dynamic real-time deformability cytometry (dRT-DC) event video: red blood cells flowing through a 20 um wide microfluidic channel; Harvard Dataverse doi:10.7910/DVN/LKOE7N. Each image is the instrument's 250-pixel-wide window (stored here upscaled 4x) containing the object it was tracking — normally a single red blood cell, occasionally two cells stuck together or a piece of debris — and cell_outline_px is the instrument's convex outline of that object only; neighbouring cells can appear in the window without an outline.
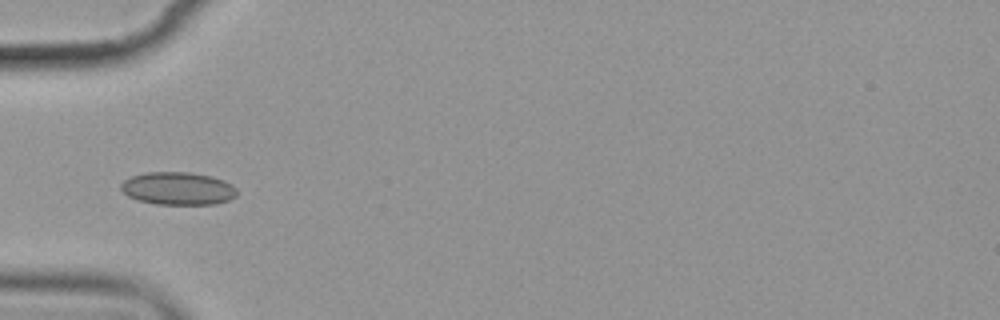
{"species": "common noctule bat (a hibernating species)", "species_latin": "Nyctalus noctula", "temperature_condition": "cold", "stored_images_in_passage": 9, "camera_frame_rate_fps": 3000, "um_per_image_px": 0.085, "animal": {"sex": "female", "body_mass_g": 19.9}, "frame": {"image": 1, "passage_image": 6, "time_ms": 6.0, "image_size_px": [1000, 320], "cell_outline_px": [[236, 196], [228, 200], [216, 204], [156, 204], [136, 200], [128, 196], [120, 188], [120, 184], [124, 180], [132, 176], [148, 172], [192, 172], [212, 176], [224, 180], [232, 184], [236, 188]], "centroid_in_image_um": [15.13, 16.02], "position_along_channel_um": 69.9, "area_um2": 22.31}}
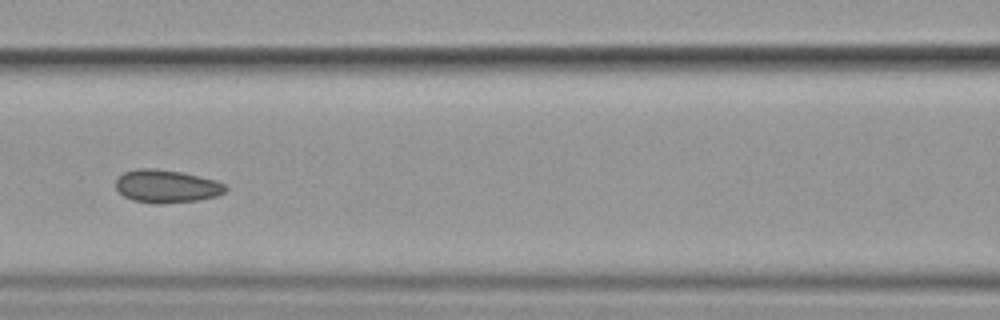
{"frame": {"image": 2, "passage_image": 8, "time_ms": 8.333, "image_size_px": [1000, 320], "cell_outline_px": [[228, 188], [224, 192], [216, 196], [200, 200], [160, 204], [152, 204], [132, 200], [124, 196], [116, 188], [116, 180], [124, 172], [140, 168], [152, 168], [180, 172], [216, 180], [224, 184]], "centroid_in_image_um": [14.15, 15.85], "position_along_channel_um": 152.4, "area_um2": 21.04}}
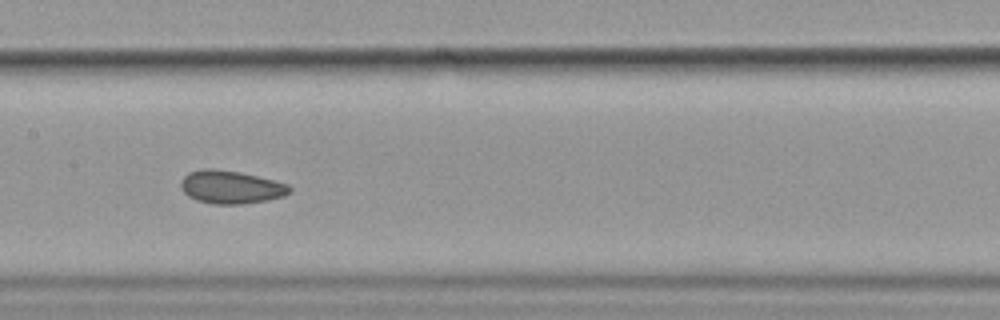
{"frame": {"image": 3, "passage_image": 9, "time_ms": 9.333, "image_size_px": [1000, 320], "cell_outline_px": [[292, 192], [284, 196], [268, 200], [240, 204], [212, 204], [196, 200], [188, 196], [180, 188], [180, 180], [188, 172], [204, 168], [212, 168], [236, 172], [256, 176], [288, 184], [292, 188]], "centroid_in_image_um": [19.6, 15.91], "position_along_channel_um": 187.8, "area_um2": 20.98}}